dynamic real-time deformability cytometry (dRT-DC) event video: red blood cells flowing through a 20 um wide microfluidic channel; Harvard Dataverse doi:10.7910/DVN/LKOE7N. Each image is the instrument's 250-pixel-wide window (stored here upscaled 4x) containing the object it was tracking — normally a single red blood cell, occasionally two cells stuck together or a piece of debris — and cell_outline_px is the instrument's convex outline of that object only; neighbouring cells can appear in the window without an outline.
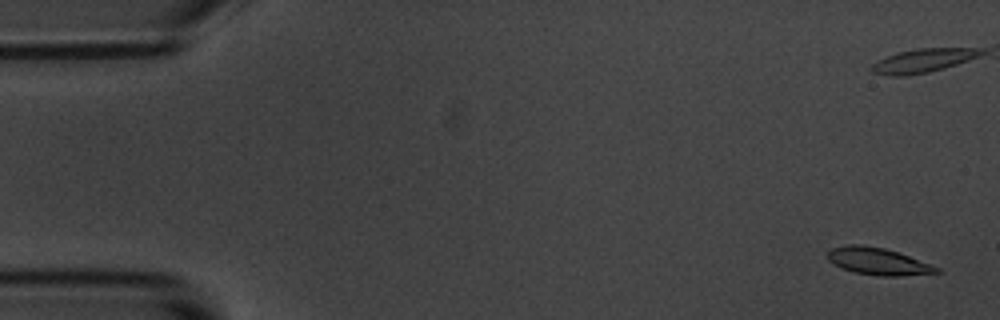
{"species": "common noctule bat (a hibernating species)", "species_latin": "Nyctalus noctula", "temperature_condition": "room temperature", "stored_images_in_passage": 5, "camera_frame_rate_fps": 3000, "um_per_image_px": 0.085, "animal": {"sex": "male", "body_mass_g": 20.1, "forearm_length_mm": 53.5}, "frame": {"image": 1, "passage_image": 1, "time_ms": 0.0, "image_size_px": [1000, 320], "cell_outline_px": [[940, 272], [900, 276], [880, 276], [852, 272], [828, 260], [828, 252], [832, 248], [848, 244], [860, 244], [884, 248], [900, 252], [940, 268]], "centroid_in_image_um": [74.64, 22.2], "position_along_channel_um": 10.4, "area_um2": 17.11}}